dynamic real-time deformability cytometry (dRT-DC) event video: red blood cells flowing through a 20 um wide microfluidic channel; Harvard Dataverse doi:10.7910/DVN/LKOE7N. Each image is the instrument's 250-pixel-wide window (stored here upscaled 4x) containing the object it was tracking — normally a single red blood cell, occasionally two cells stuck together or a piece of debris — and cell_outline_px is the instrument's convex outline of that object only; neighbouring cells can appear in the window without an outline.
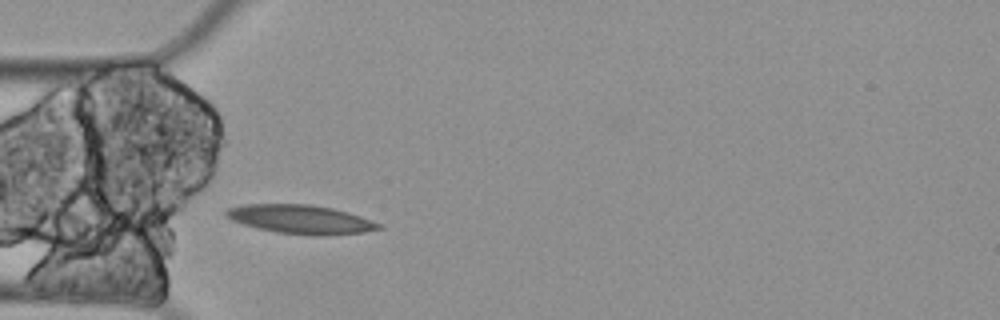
{"species": "Egyptian fruit bat (a non-hibernating species)", "species_latin": "Rousettus aegyptiacus", "temperature_condition": "cold", "stored_images_in_passage": 4, "camera_frame_rate_fps": 3000, "um_per_image_px": 0.085, "animal": {"sex": "female"}, "frame": {"image": 1, "passage_image": 4, "time_ms": 1.0, "image_size_px": [1000, 320], "cell_outline_px": [[384, 228], [364, 232], [324, 236], [316, 236], [276, 232], [256, 228], [232, 220], [224, 216], [224, 212], [228, 208], [244, 204], [308, 204], [332, 208], [348, 212], [384, 224]], "centroid_in_image_um": [25.59, 18.65], "position_along_channel_um": 59.4, "area_um2": 25.89}}